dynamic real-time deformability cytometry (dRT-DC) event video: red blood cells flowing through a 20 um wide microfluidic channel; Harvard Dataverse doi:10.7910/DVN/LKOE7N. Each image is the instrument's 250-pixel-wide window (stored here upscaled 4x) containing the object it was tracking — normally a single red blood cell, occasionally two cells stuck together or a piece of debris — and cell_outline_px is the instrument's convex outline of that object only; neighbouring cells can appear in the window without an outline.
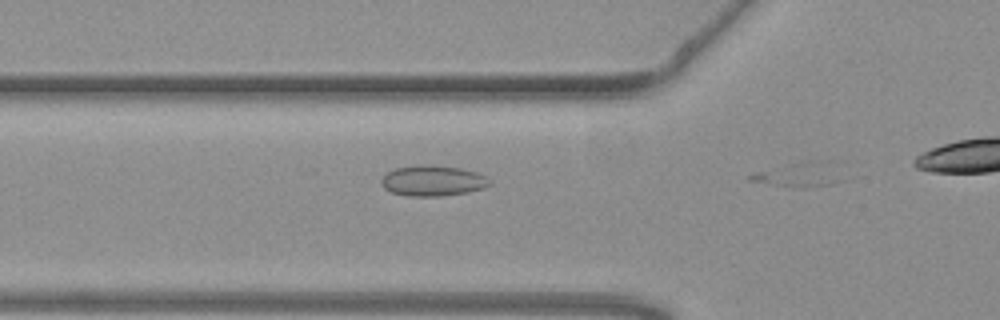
{"species": "common noctule bat (a hibernating species)", "species_latin": "Nyctalus noctula", "temperature_condition": "warm", "stored_images_in_passage": 8, "camera_frame_rate_fps": 3000, "um_per_image_px": 0.085, "animal": {"sex": "female", "body_mass_g": 19.3, "forearm_length_mm": 54.1}, "frame": {"image": 1, "passage_image": 7, "time_ms": 2.0, "image_size_px": [1000, 320], "cell_outline_px": [[492, 184], [484, 188], [468, 192], [440, 196], [408, 196], [392, 192], [384, 188], [380, 184], [380, 180], [388, 172], [396, 168], [428, 164], [460, 168], [476, 172], [492, 180]], "centroid_in_image_um": [36.81, 15.37], "position_along_channel_um": 89.0, "area_um2": 19.31}}